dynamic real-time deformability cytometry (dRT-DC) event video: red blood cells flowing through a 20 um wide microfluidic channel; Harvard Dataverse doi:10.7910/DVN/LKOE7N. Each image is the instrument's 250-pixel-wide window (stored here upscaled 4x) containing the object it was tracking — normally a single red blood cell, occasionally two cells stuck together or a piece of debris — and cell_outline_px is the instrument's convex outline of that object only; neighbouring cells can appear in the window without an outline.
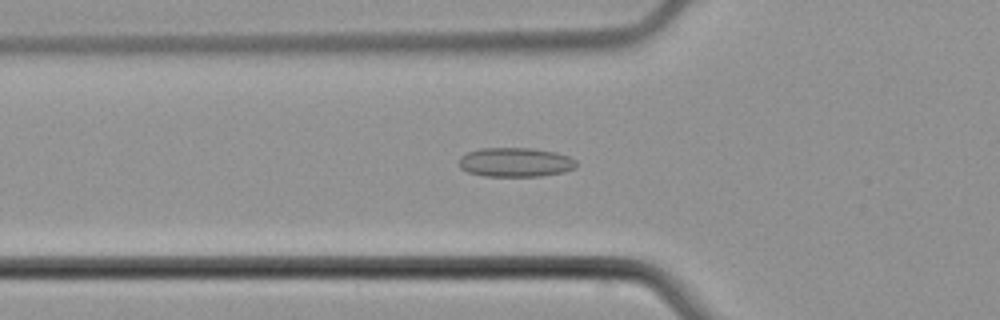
{"species": "common noctule bat (a hibernating species)", "species_latin": "Nyctalus noctula", "temperature_condition": "cold", "stored_images_in_passage": 54, "camera_frame_rate_fps": 3000, "um_per_image_px": 0.085, "animal": {"sex": "male", "body_mass_g": 21.5, "forearm_length_mm": 52.0}, "frame": {"image": 1, "passage_image": 19, "time_ms": 6.0, "image_size_px": [1000, 320], "cell_outline_px": [[576, 168], [564, 172], [540, 176], [484, 176], [468, 172], [460, 168], [460, 156], [468, 152], [480, 148], [532, 148], [556, 152], [568, 156], [576, 160]], "centroid_in_image_um": [43.82, 13.79], "position_along_channel_um": 82.0, "area_um2": 20.06}}
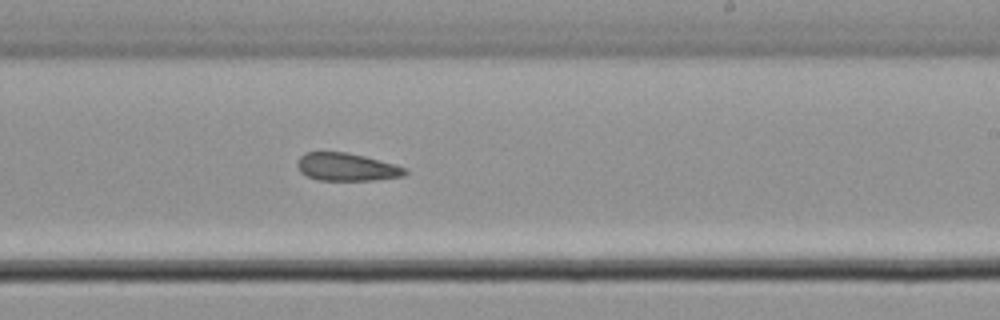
{"frame": {"image": 2, "passage_image": 33, "time_ms": 10.667, "image_size_px": [1000, 320], "cell_outline_px": [[408, 172], [404, 176], [376, 180], [320, 180], [308, 176], [300, 172], [296, 164], [296, 160], [304, 152], [348, 152], [364, 156], [408, 168]], "centroid_in_image_um": [29.46, 14.19], "position_along_channel_um": 259.5, "area_um2": 17.57}}
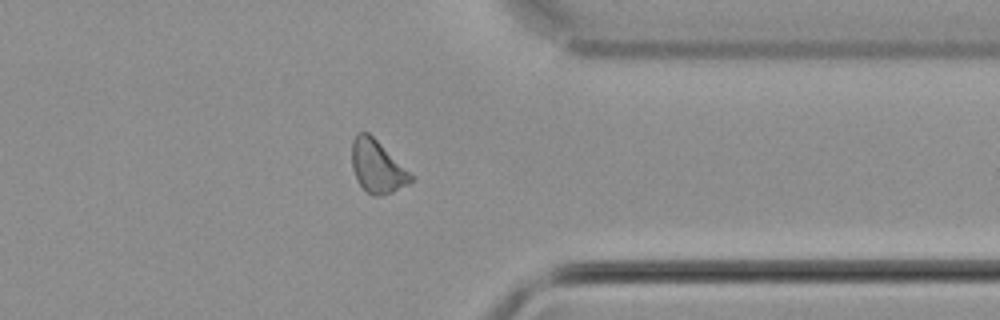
{"frame": {"image": 3, "passage_image": 43, "time_ms": 14.0, "image_size_px": [1000, 320], "cell_outline_px": [[416, 176], [408, 184], [392, 192], [380, 196], [372, 196], [360, 184], [352, 168], [352, 140], [356, 132], [368, 132]], "centroid_in_image_um": [32.09, 14.14], "position_along_channel_um": 379.3, "area_um2": 18.15}}